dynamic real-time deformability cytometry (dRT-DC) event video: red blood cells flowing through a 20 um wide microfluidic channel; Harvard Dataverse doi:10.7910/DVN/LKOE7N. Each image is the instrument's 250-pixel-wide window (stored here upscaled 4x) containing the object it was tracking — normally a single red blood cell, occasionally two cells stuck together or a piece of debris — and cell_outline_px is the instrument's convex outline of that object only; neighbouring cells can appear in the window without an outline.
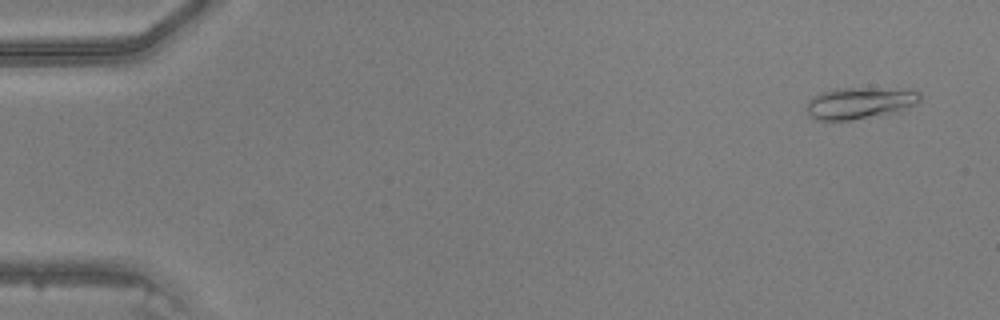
{"species": "common noctule bat (a hibernating species)", "species_latin": "Nyctalus noctula", "temperature_condition": "warm", "stored_images_in_passage": 19, "camera_frame_rate_fps": 3000, "um_per_image_px": 0.085, "animal": {"sex": "male", "body_mass_g": 20.5, "forearm_length_mm": 52.5}, "frame": {"image": 1, "passage_image": 3, "time_ms": 0.667, "image_size_px": [1000, 320], "cell_outline_px": [[920, 100], [900, 112], [848, 120], [820, 120], [808, 116], [808, 100], [812, 96], [820, 92], [836, 88], [916, 88], [920, 92]], "centroid_in_image_um": [73.13, 8.73], "position_along_channel_um": 11.9, "area_um2": 21.27}}
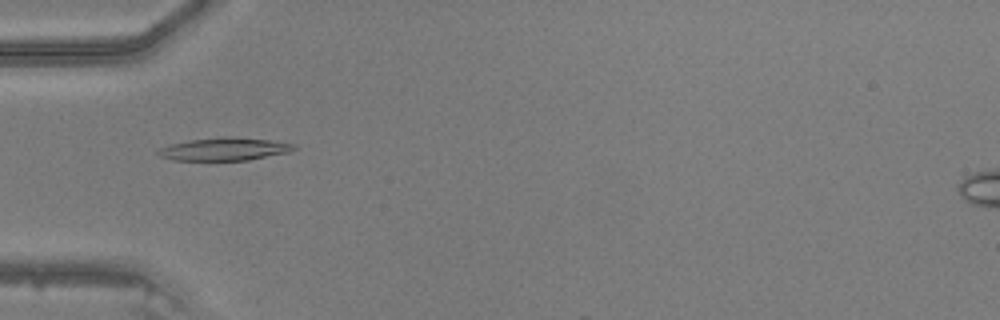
{"frame": {"image": 2, "passage_image": 16, "time_ms": 5.0, "image_size_px": [1000, 320], "cell_outline_px": [[296, 148], [288, 152], [248, 160], [172, 160], [160, 156], [156, 152], [160, 148], [168, 144], [188, 140], [220, 136], [228, 136], [268, 140], [296, 144]], "centroid_in_image_um": [19.02, 12.66], "position_along_channel_um": 66.0, "area_um2": 18.09}}